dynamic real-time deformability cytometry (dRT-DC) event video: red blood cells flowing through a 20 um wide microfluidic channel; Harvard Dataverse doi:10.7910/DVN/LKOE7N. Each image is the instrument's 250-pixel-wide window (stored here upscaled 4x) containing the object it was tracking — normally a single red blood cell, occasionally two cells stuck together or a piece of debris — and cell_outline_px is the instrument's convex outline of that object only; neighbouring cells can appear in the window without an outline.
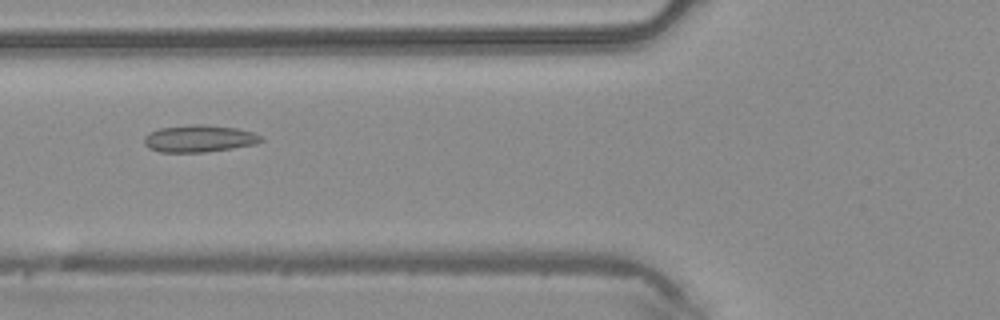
{"species": "common noctule bat (a hibernating species)", "species_latin": "Nyctalus noctula", "temperature_condition": "warm", "stored_images_in_passage": 47, "camera_frame_rate_fps": 3000, "um_per_image_px": 0.085, "animal": {"sex": "male", "body_mass_g": 20.4}, "frame": {"image": 1, "passage_image": 18, "time_ms": 5.667, "image_size_px": [1000, 320], "cell_outline_px": [[264, 140], [256, 144], [232, 148], [204, 152], [160, 152], [148, 148], [144, 144], [144, 136], [148, 132], [160, 128], [192, 124], [204, 124], [236, 128], [252, 132], [260, 136]], "centroid_in_image_um": [16.89, 11.77], "position_along_channel_um": 108.9, "area_um2": 18.5}}
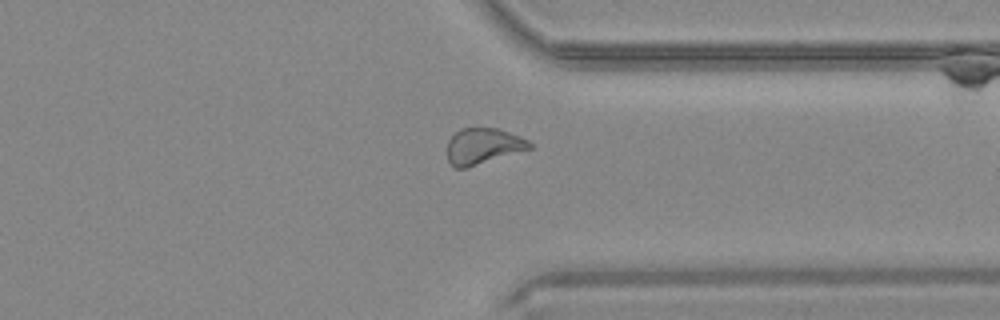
{"frame": {"image": 2, "passage_image": 36, "time_ms": 11.667, "image_size_px": [1000, 320], "cell_outline_px": [[532, 148], [464, 168], [456, 168], [448, 160], [448, 140], [456, 132], [464, 128], [500, 128], [528, 140], [532, 144]], "centroid_in_image_um": [41.07, 12.4], "position_along_channel_um": 370.3, "area_um2": 16.94}}
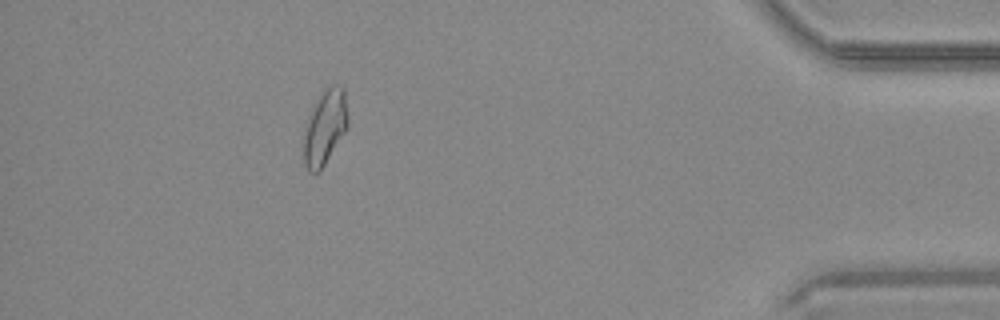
{"frame": {"image": 3, "passage_image": 42, "time_ms": 13.667, "image_size_px": [1000, 320], "cell_outline_px": [[348, 128], [320, 172], [308, 172], [304, 164], [304, 128], [312, 104], [320, 92], [324, 88], [332, 84], [336, 84], [344, 88], [348, 116]], "centroid_in_image_um": [27.61, 10.79], "position_along_channel_um": 407.6, "area_um2": 19.83}}